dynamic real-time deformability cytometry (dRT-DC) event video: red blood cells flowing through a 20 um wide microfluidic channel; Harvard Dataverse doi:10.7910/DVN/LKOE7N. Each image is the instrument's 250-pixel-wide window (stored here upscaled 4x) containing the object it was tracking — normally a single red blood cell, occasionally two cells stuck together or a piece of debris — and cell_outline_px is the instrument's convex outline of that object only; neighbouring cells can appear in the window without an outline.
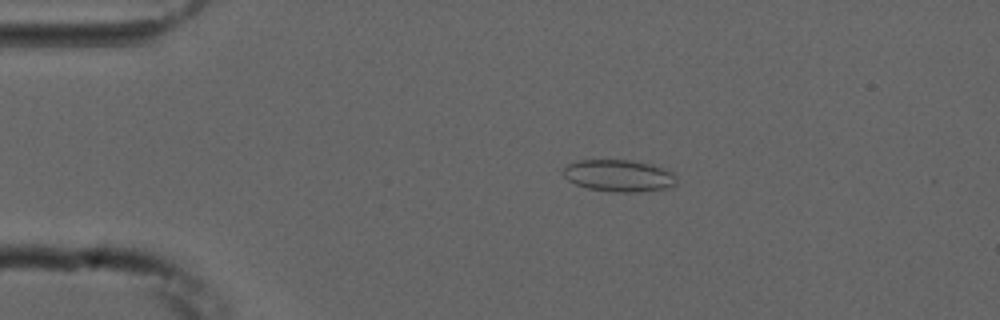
{"species": "common noctule bat (a hibernating species)", "species_latin": "Nyctalus noctula", "temperature_condition": "cold", "stored_images_in_passage": 54, "camera_frame_rate_fps": 3000, "um_per_image_px": 0.085, "animal": {"sex": "male", "forearm_length_mm": 52.5}, "frame": {"image": 1, "passage_image": 11, "time_ms": 3.333, "image_size_px": [1000, 320], "cell_outline_px": [[676, 184], [668, 188], [636, 192], [616, 192], [588, 188], [576, 184], [568, 180], [564, 176], [564, 168], [568, 164], [580, 160], [632, 160], [652, 164], [676, 172]], "centroid_in_image_um": [52.66, 14.93], "position_along_channel_um": 32.3, "area_um2": 21.15}}
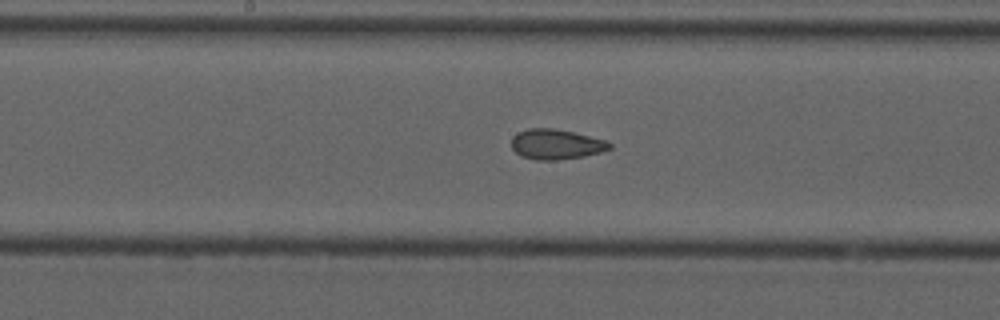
{"frame": {"image": 2, "passage_image": 28, "time_ms": 9.0, "image_size_px": [1000, 320], "cell_outline_px": [[612, 148], [600, 152], [584, 156], [556, 160], [536, 160], [520, 156], [512, 148], [512, 136], [516, 132], [528, 128], [552, 128], [572, 132], [604, 140], [612, 144]], "centroid_in_image_um": [47.22, 12.26], "position_along_channel_um": 201.0, "area_um2": 17.17}}
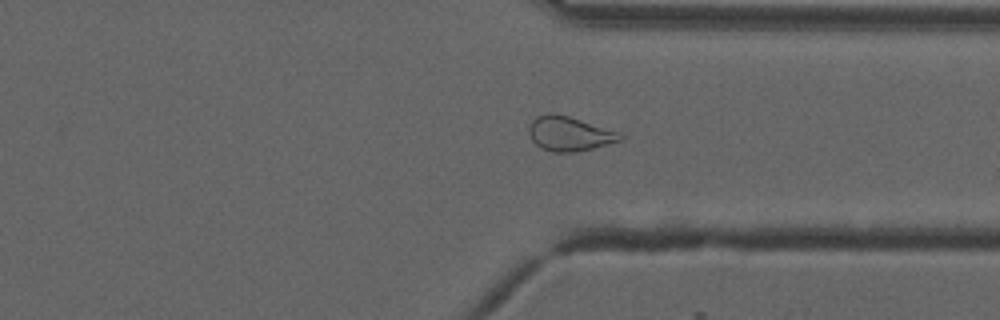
{"frame": {"image": 3, "passage_image": 41, "time_ms": 13.333, "image_size_px": [1000, 320], "cell_outline_px": [[624, 136], [620, 140], [608, 144], [576, 152], [552, 152], [536, 144], [532, 140], [528, 132], [528, 128], [532, 120], [536, 116], [548, 112], [568, 116], [620, 132]], "centroid_in_image_um": [48.38, 11.36], "position_along_channel_um": 363.0, "area_um2": 18.21}, "authors_computed_cell_mechanics": {"area_um2": 19.5075, "velocity_mm_per_s": 3.7557, "shape_relaxation_time_tau1_ms": null, "shape_relaxation_time_tau2_ms": 2.2557, "deformation_change_tau1": null, "deformation_change_tau2": 0.0845}}